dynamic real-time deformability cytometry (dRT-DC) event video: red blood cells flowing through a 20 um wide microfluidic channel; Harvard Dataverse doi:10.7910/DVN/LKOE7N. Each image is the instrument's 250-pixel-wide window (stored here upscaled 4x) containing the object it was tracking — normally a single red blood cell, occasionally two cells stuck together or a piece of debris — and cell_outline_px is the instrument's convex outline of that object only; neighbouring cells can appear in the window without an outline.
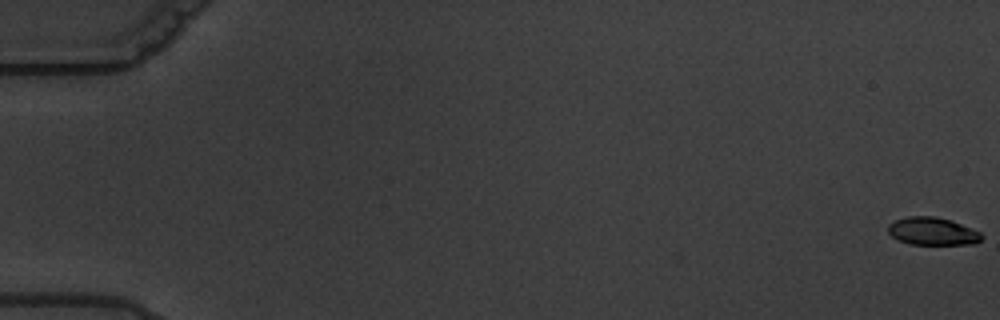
{"species": "common noctule bat (a hibernating species)", "species_latin": "Nyctalus noctula", "temperature_condition": "warm", "stored_images_in_passage": 7, "camera_frame_rate_fps": 3000, "um_per_image_px": 0.085, "animal": {"sex": "male", "body_mass_g": 19.5, "forearm_length_mm": 54.6}, "frame": {"image": 1, "passage_image": 1, "time_ms": 0.0, "image_size_px": [1000, 320], "cell_outline_px": [[984, 236], [976, 244], [912, 244], [900, 240], [892, 236], [888, 232], [888, 224], [896, 220], [908, 216], [936, 216], [952, 220], [980, 232]], "centroid_in_image_um": [79.29, 19.65], "position_along_channel_um": 5.7, "area_um2": 15.09}}
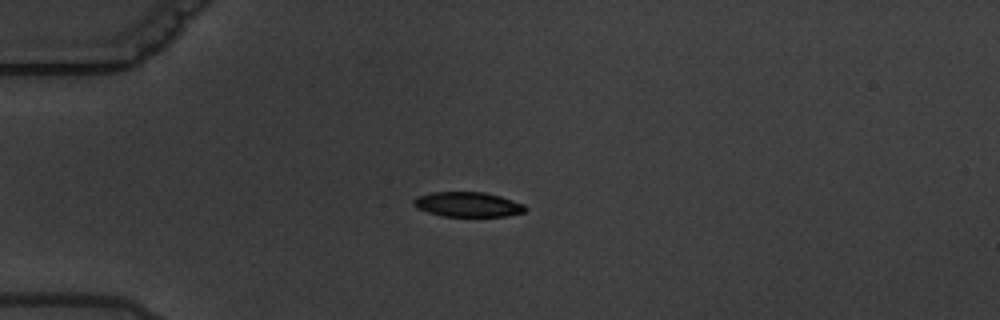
{"frame": {"image": 2, "passage_image": 5, "time_ms": 5.667, "image_size_px": [1000, 320], "cell_outline_px": [[528, 208], [524, 212], [508, 216], [444, 216], [428, 212], [416, 208], [412, 204], [412, 200], [416, 196], [432, 192], [484, 192], [500, 196], [524, 204]], "centroid_in_image_um": [39.74, 17.37], "position_along_channel_um": 45.3, "area_um2": 16.24}}